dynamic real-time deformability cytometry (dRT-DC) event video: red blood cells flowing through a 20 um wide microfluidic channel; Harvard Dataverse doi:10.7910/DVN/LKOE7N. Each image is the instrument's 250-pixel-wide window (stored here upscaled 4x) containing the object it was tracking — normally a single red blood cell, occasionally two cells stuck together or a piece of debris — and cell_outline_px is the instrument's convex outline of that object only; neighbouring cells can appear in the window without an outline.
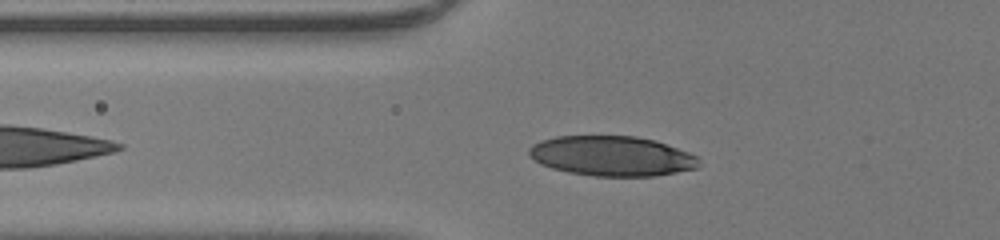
{"species": "human", "species_latin": "Homo sapiens", "temperature_condition": "room temperature", "stored_images_in_passage": 31, "camera_frame_rate_fps": 3000, "um_per_image_px": 0.085, "donor": {"sex": "male"}, "frame": {"image": 1, "passage_image": 6, "time_ms": 1.667, "image_size_px": [1000, 240], "cell_outline_px": [[700, 164], [696, 168], [656, 176], [592, 176], [568, 172], [552, 168], [540, 164], [528, 156], [528, 148], [532, 144], [556, 136], [636, 136], [652, 140], [688, 152], [696, 156]], "centroid_in_image_um": [51.96, 13.27], "position_along_channel_um": 73.8, "area_um2": 39.42}}
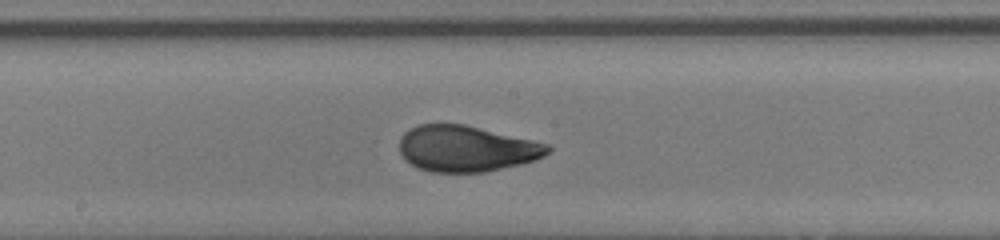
{"frame": {"image": 2, "passage_image": 16, "time_ms": 5.0, "image_size_px": [1000, 240], "cell_outline_px": [[552, 148], [544, 156], [520, 164], [484, 172], [432, 172], [420, 168], [412, 164], [400, 152], [400, 136], [404, 132], [416, 124], [464, 124], [532, 140], [548, 144]], "centroid_in_image_um": [39.63, 12.62], "position_along_channel_um": 208.6, "area_um2": 39.42}}
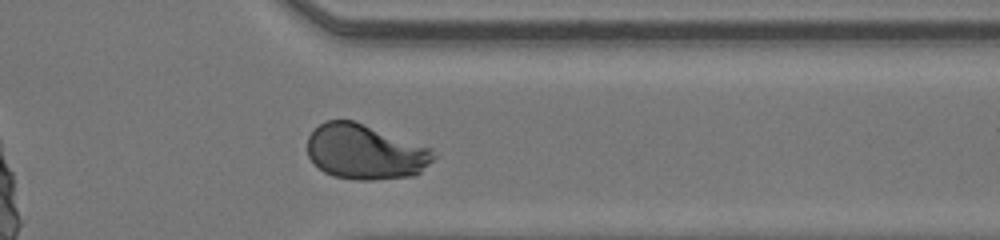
{"frame": {"image": 3, "passage_image": 28, "time_ms": 9.0, "image_size_px": [1000, 240], "cell_outline_px": [[436, 156], [416, 176], [372, 180], [360, 180], [332, 176], [324, 172], [308, 156], [308, 136], [324, 120], [352, 120], [432, 148]], "centroid_in_image_um": [31.05, 12.92], "position_along_channel_um": 380.4, "area_um2": 40.29}, "authors_computed_cell_mechanics": {"area_um2": 39.9976, "velocity_mm_per_s": 4.2865, "shape_relaxation_time_tau1_ms": 3.8752, "shape_relaxation_time_tau2_ms": null, "deformation_change_tau1": 0.1959, "deformation_change_tau2": null}}